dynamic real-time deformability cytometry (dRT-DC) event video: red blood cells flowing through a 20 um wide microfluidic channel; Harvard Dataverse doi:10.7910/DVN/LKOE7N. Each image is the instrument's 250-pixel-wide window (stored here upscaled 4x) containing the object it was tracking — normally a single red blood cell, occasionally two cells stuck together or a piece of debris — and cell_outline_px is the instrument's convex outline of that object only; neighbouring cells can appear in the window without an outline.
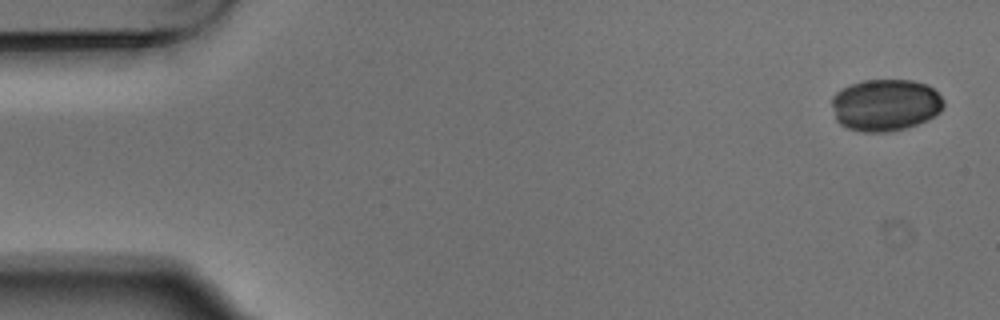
{"species": "Egyptian fruit bat (a non-hibernating species)", "species_latin": "Rousettus aegyptiacus", "temperature_condition": "warm", "stored_images_in_passage": 4, "camera_frame_rate_fps": 3000, "um_per_image_px": 0.085, "animal": {"sex": "male"}, "frame": {"image": 1, "passage_image": 1, "time_ms": 0.0, "image_size_px": [1000, 320], "cell_outline_px": [[944, 104], [940, 112], [916, 124], [904, 128], [884, 132], [864, 132], [848, 128], [840, 124], [836, 120], [832, 104], [832, 96], [836, 92], [852, 84], [864, 80], [912, 80], [928, 84], [944, 100]], "centroid_in_image_um": [75.25, 8.91], "position_along_channel_um": 9.8, "area_um2": 33.58}}
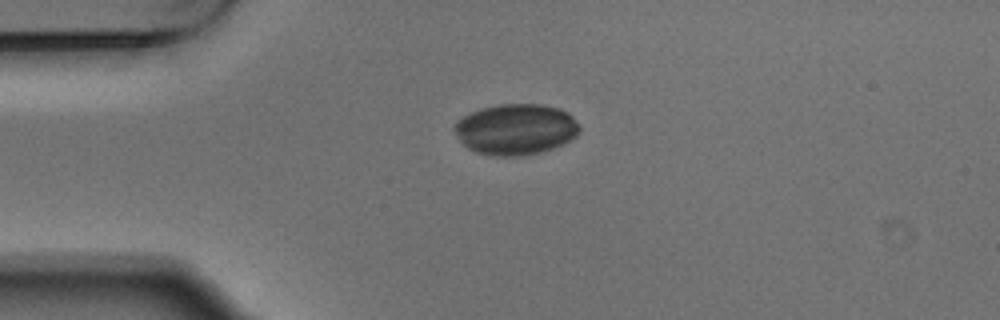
{"frame": {"image": 2, "passage_image": 3, "time_ms": 0.667, "image_size_px": [1000, 320], "cell_outline_px": [[580, 132], [576, 136], [552, 148], [540, 152], [520, 156], [496, 156], [476, 152], [468, 148], [460, 140], [452, 128], [452, 124], [456, 120], [472, 112], [484, 108], [500, 104], [540, 104], [560, 108], [568, 112], [580, 124]], "centroid_in_image_um": [43.84, 10.98], "position_along_channel_um": 41.2, "area_um2": 37.11}}